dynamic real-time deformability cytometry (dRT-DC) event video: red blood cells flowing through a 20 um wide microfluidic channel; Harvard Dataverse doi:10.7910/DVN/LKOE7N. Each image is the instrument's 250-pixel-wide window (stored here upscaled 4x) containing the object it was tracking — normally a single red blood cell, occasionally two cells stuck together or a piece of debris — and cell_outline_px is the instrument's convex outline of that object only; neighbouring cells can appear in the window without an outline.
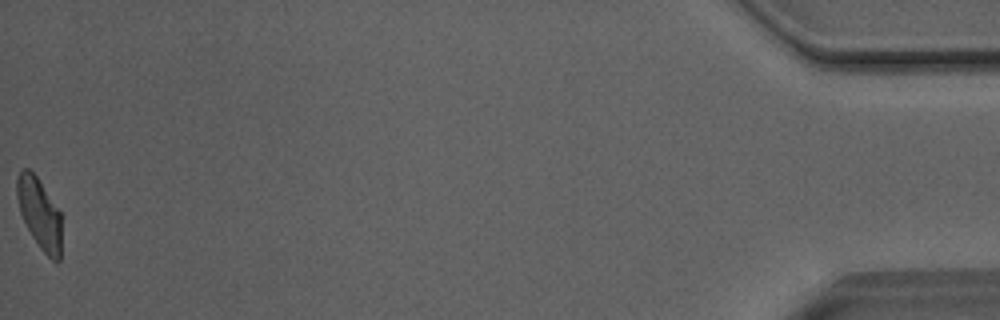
{"species": "Egyptian fruit bat (a non-hibernating species)", "species_latin": "Rousettus aegyptiacus", "temperature_condition": "room temperature", "stored_images_in_passage": 42, "camera_frame_rate_fps": 3000, "um_per_image_px": 0.085, "animal": {"sex": "male"}, "frame": {"image": 1, "passage_image": 42, "time_ms": 13.667, "image_size_px": [1000, 320], "cell_outline_px": [[60, 260], [52, 260], [40, 248], [32, 236], [20, 212], [16, 196], [16, 180], [20, 168], [28, 168], [36, 176], [60, 212]], "centroid_in_image_um": [3.32, 18.11], "position_along_channel_um": 431.9, "area_um2": 18.03}, "authors_computed_cell_mechanics": {"area_um2": 19.6809, "velocity_mm_per_s": 4.0312, "shape_relaxation_time_tau1_ms": 5.3996, "shape_relaxation_time_tau2_ms": 1.4529, "deformation_change_tau1": 0.1793, "deformation_change_tau2": 0.0773}}